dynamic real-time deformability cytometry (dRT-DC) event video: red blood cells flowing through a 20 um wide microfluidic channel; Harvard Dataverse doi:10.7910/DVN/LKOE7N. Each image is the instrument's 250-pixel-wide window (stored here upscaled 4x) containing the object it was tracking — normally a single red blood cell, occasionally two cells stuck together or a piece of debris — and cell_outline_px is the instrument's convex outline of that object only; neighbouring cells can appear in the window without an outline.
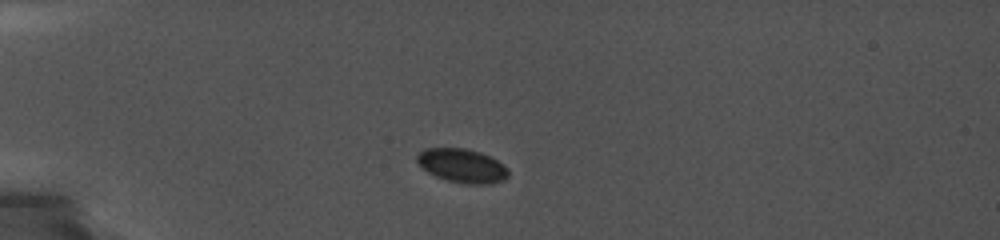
{"species": "common noctule bat (a hibernating species)", "species_latin": "Nyctalus noctula", "temperature_condition": "cold", "stored_images_in_passage": 44, "camera_frame_rate_fps": 5000, "um_per_image_px": 0.085, "animal": {"sex": "female", "body_mass_g": 19.0, "forearm_length_mm": 56.7}, "frame": {"image": 1, "passage_image": 10, "time_ms": 2.6, "image_size_px": [1000, 240], "cell_outline_px": [[508, 176], [504, 180], [492, 184], [464, 184], [448, 180], [436, 176], [428, 172], [416, 160], [416, 156], [424, 148], [464, 148], [480, 152], [504, 164], [508, 168]], "centroid_in_image_um": [39.31, 14.09], "position_along_channel_um": 45.7, "area_um2": 17.98}}
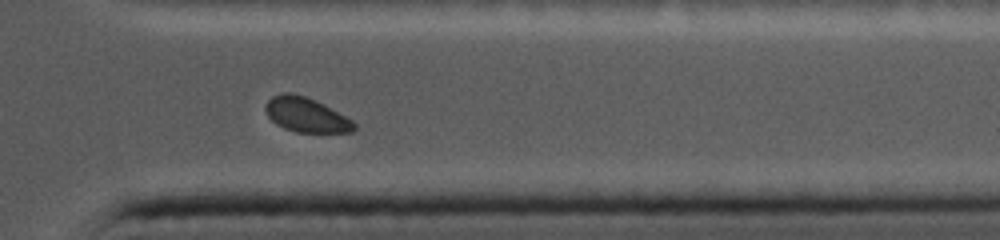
{"frame": {"image": 2, "passage_image": 41, "time_ms": 12.8, "image_size_px": [1000, 240], "cell_outline_px": [[356, 128], [352, 132], [296, 132], [284, 128], [276, 124], [268, 116], [264, 108], [264, 104], [272, 96], [284, 92], [292, 92], [304, 96], [324, 104], [352, 120], [356, 124]], "centroid_in_image_um": [26.0, 9.75], "position_along_channel_um": 385.4, "area_um2": 17.86}}
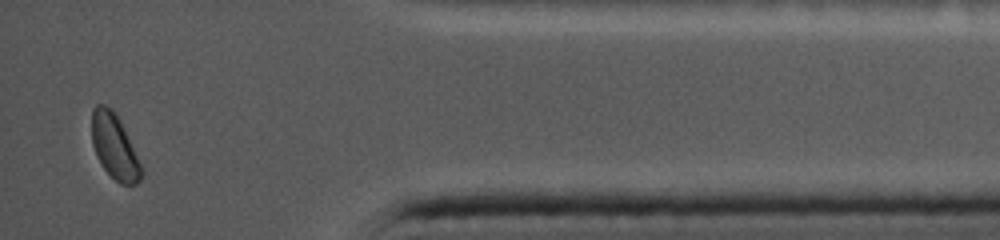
{"frame": {"image": 3, "passage_image": 44, "time_ms": 14.4, "image_size_px": [1000, 240], "cell_outline_px": [[144, 176], [136, 184], [120, 184], [104, 168], [96, 156], [92, 144], [92, 108], [96, 104], [104, 104], [112, 108], [120, 120], [144, 172]], "centroid_in_image_um": [9.72, 12.45], "position_along_channel_um": 425.5, "area_um2": 18.61}, "authors_computed_cell_mechanics": {"area_um2": 18.496, "velocity_mm_per_s": 3.6843, "shape_relaxation_time_tau1_ms": null, "shape_relaxation_time_tau2_ms": 3.8901, "deformation_change_tau1": null, "deformation_change_tau2": 0.0447}}